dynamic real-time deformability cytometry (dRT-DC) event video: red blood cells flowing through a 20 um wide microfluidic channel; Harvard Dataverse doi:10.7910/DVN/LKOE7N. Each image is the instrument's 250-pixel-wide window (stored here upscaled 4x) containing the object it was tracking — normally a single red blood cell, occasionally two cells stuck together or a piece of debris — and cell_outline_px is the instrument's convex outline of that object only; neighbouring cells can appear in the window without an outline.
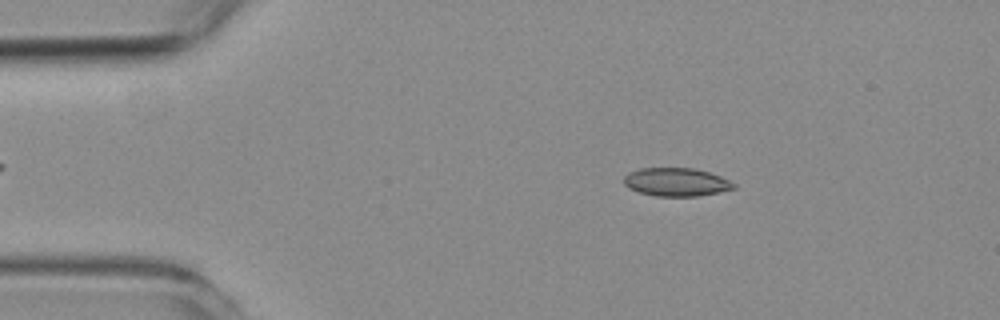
{"species": "common noctule bat (a hibernating species)", "species_latin": "Nyctalus noctula", "temperature_condition": "room temperature", "stored_images_in_passage": 47, "camera_frame_rate_fps": 3000, "um_per_image_px": 0.085, "animal": {"sex": "female", "body_mass_g": 19.3, "forearm_length_mm": 54.1}, "frame": {"image": 1, "passage_image": 9, "time_ms": 2.667, "image_size_px": [1000, 320], "cell_outline_px": [[736, 188], [720, 192], [696, 196], [656, 196], [640, 192], [628, 188], [624, 184], [624, 176], [628, 172], [640, 168], [696, 168], [720, 176], [736, 184]], "centroid_in_image_um": [57.48, 15.47], "position_along_channel_um": 27.5, "area_um2": 18.15}}
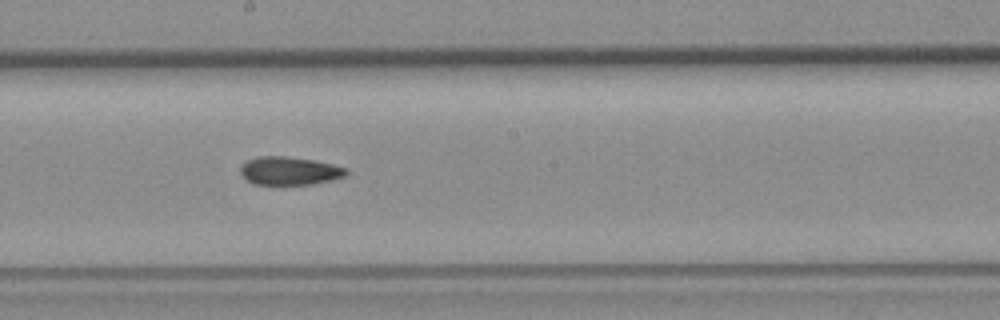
{"frame": {"image": 2, "passage_image": 30, "time_ms": 9.667, "image_size_px": [1000, 320], "cell_outline_px": [[348, 172], [344, 176], [332, 180], [312, 184], [252, 184], [240, 172], [240, 164], [256, 156], [288, 156], [312, 160], [332, 164], [348, 168]], "centroid_in_image_um": [24.59, 14.51], "position_along_channel_um": 223.6, "area_um2": 17.4}}
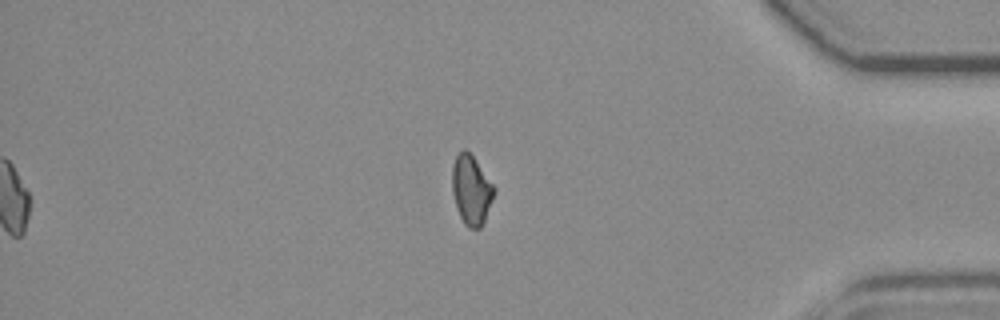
{"frame": {"image": 3, "passage_image": 47, "time_ms": 15.333, "image_size_px": [1000, 320], "cell_outline_px": [[496, 188], [492, 200], [484, 220], [480, 228], [468, 228], [464, 224], [456, 208], [452, 192], [452, 164], [456, 156], [464, 148], [472, 156]], "centroid_in_image_um": [40.04, 16.15], "position_along_channel_um": 395.2, "area_um2": 16.76}, "authors_computed_cell_mechanics": {"area_um2": 17.918, "velocity_mm_per_s": 3.6176, "shape_relaxation_time_tau1_ms": null, "shape_relaxation_time_tau2_ms": 4.7059, "deformation_change_tau1": null, "deformation_change_tau2": 0.0967}}